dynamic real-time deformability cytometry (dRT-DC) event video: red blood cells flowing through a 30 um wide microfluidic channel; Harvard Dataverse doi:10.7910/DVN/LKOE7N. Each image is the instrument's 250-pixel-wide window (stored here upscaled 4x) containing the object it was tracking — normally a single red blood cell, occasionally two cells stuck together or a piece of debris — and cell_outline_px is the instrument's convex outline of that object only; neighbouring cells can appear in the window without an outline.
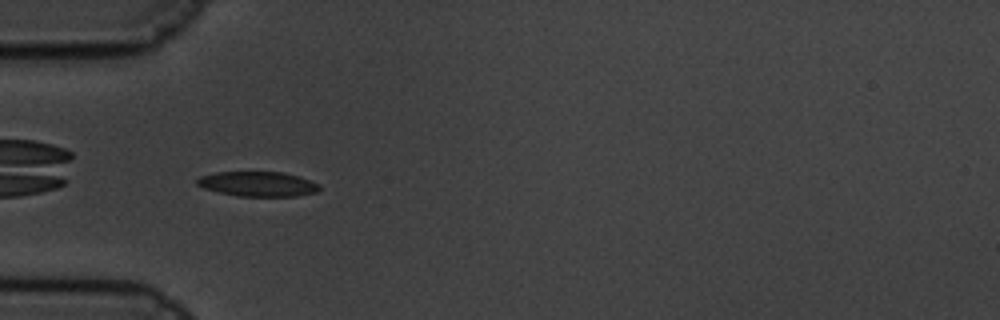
{"species": "common noctule bat (a hibernating species)", "species_latin": "Nyctalus noctula", "temperature_condition": "cold", "stored_images_in_passage": 43, "camera_frame_rate_fps": 3000, "um_per_image_px": 0.085, "animal": {"sex": "male", "body_mass_g": 19.5, "forearm_length_mm": 54.6}, "frame": {"image": 1, "passage_image": 2, "time_ms": 0.333, "image_size_px": [1000, 320], "cell_outline_px": [[320, 188], [316, 192], [296, 196], [236, 196], [204, 188], [196, 184], [196, 180], [200, 176], [216, 172], [284, 172], [300, 176], [320, 184]], "centroid_in_image_um": [21.93, 15.63], "position_along_channel_um": 63.1, "area_um2": 17.74}}
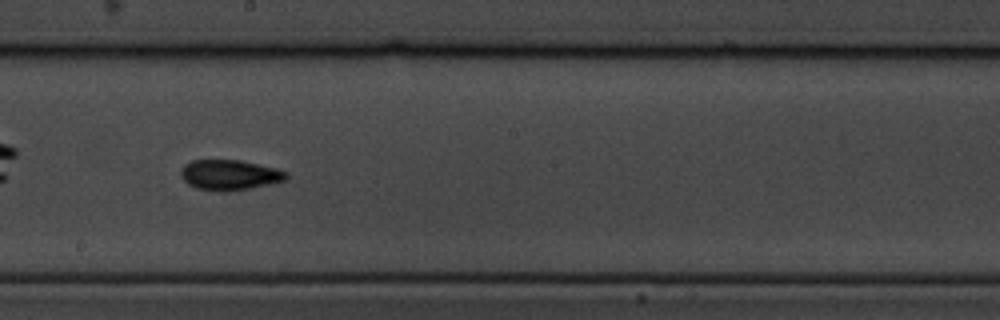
{"frame": {"image": 2, "passage_image": 17, "time_ms": 5.333, "image_size_px": [1000, 320], "cell_outline_px": [[288, 176], [284, 180], [252, 188], [228, 192], [220, 192], [196, 188], [188, 184], [180, 176], [180, 168], [184, 164], [192, 160], [240, 160], [276, 168], [288, 172]], "centroid_in_image_um": [19.48, 14.87], "position_along_channel_um": 228.7, "area_um2": 18.79}}
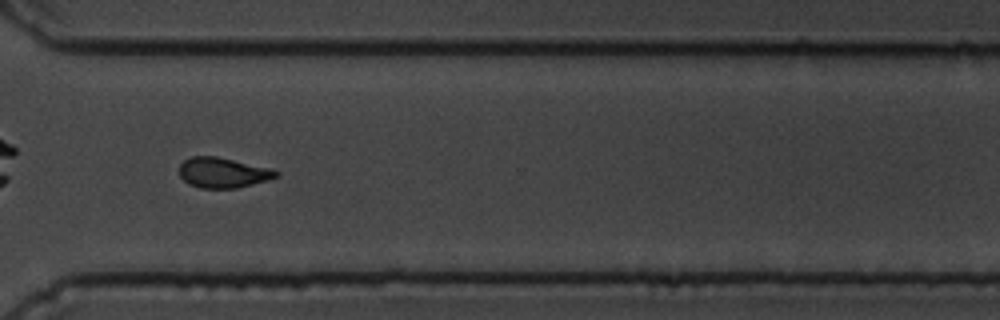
{"frame": {"image": 3, "passage_image": 28, "time_ms": 9.0, "image_size_px": [1000, 320], "cell_outline_px": [[280, 176], [268, 180], [236, 188], [200, 188], [188, 184], [180, 176], [180, 164], [184, 160], [192, 156], [216, 156], [272, 168], [280, 172]], "centroid_in_image_um": [18.97, 14.67], "position_along_channel_um": 351.6, "area_um2": 17.17}, "authors_computed_cell_mechanics": {"area_um2": 17.2822, "velocity_mm_per_s": 3.3589, "shape_relaxation_time_tau1_ms": 5.4964, "shape_relaxation_time_tau2_ms": 4.2618, "deformation_change_tau1": 0.1447, "deformation_change_tau2": 0.0889}}